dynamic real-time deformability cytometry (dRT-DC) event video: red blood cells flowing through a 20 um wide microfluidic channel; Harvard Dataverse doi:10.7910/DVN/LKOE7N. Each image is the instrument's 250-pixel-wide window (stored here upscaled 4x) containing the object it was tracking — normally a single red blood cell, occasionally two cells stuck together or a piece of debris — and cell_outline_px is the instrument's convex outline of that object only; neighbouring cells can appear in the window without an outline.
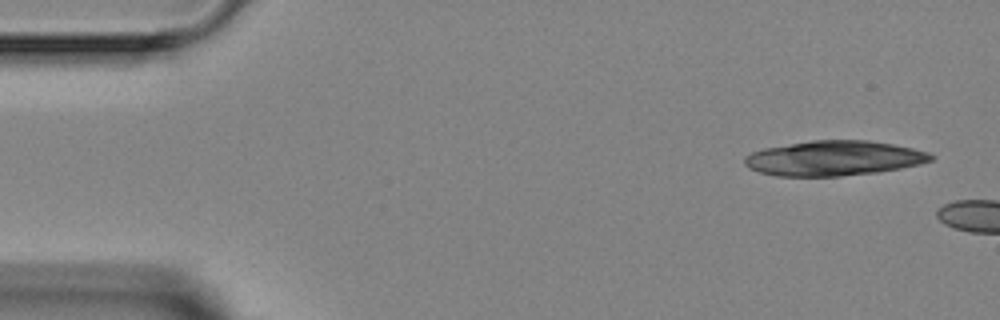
{"species": "Egyptian fruit bat (a non-hibernating species)", "species_latin": "Rousettus aegyptiacus", "temperature_condition": "room temperature", "stored_images_in_passage": 2, "camera_frame_rate_fps": 3000, "um_per_image_px": 0.085, "animal": {"sex": "female"}, "frame": {"image": 1, "passage_image": 1, "time_ms": 0.0, "image_size_px": [1000, 320], "cell_outline_px": [[936, 156], [932, 160], [920, 164], [880, 172], [840, 176], [776, 176], [760, 172], [748, 168], [744, 164], [744, 156], [752, 152], [764, 148], [812, 140], [868, 140], [892, 144], [912, 148], [928, 152]], "centroid_in_image_um": [70.88, 13.45], "position_along_channel_um": 14.1, "area_um2": 38.03}}